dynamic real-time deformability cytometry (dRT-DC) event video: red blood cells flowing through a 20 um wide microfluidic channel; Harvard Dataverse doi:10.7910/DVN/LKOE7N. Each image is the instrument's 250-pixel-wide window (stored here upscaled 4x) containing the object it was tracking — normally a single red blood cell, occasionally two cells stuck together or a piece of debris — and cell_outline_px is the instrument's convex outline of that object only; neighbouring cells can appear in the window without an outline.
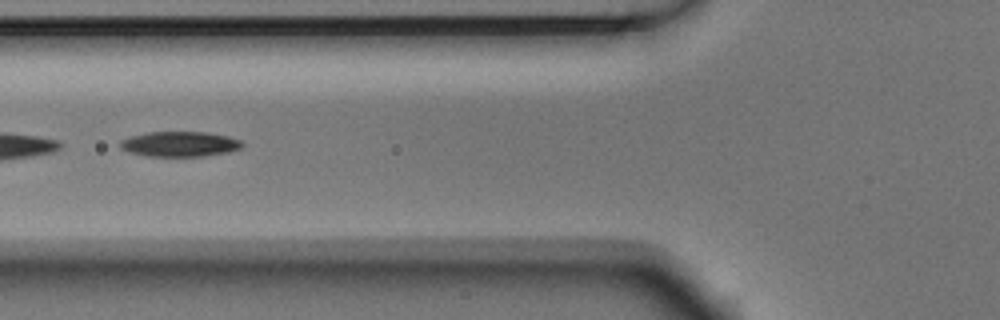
{"species": "Egyptian fruit bat (a non-hibernating species)", "species_latin": "Rousettus aegyptiacus", "temperature_condition": "room temperature", "stored_images_in_passage": 7, "segment_of_instrument_passage": [2, 2], "camera_frame_rate_fps": 3000, "um_per_image_px": 0.085, "animal": {"sex": "male"}, "frame": {"image": 1, "passage_image": 4, "time_ms": 1.0, "image_size_px": [1000, 320], "cell_outline_px": [[244, 144], [240, 148], [228, 152], [204, 156], [148, 156], [128, 152], [120, 148], [120, 140], [128, 136], [148, 132], [208, 132], [228, 136], [240, 140]], "centroid_in_image_um": [15.25, 12.24], "position_along_channel_um": 110.5, "area_um2": 17.98}}
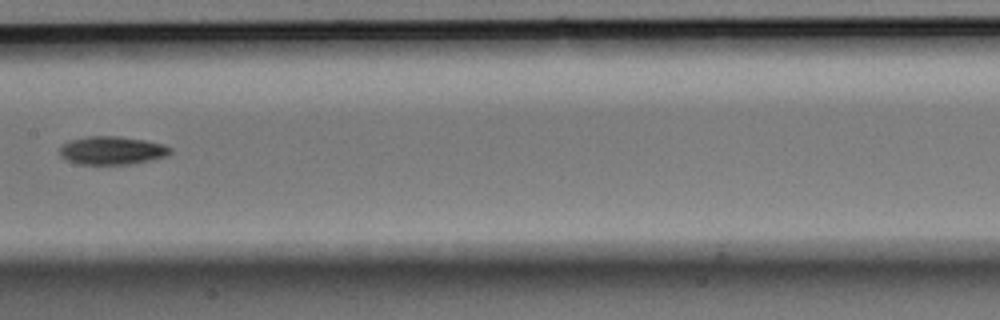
{"frame": {"image": 2, "passage_image": 6, "time_ms": 1.667, "image_size_px": [1000, 320], "cell_outline_px": [[172, 152], [164, 156], [152, 160], [132, 164], [80, 164], [68, 160], [60, 156], [60, 148], [64, 144], [72, 140], [88, 136], [116, 136], [144, 140], [164, 144], [172, 148]], "centroid_in_image_um": [9.55, 12.79], "position_along_channel_um": 197.8, "area_um2": 18.03}}
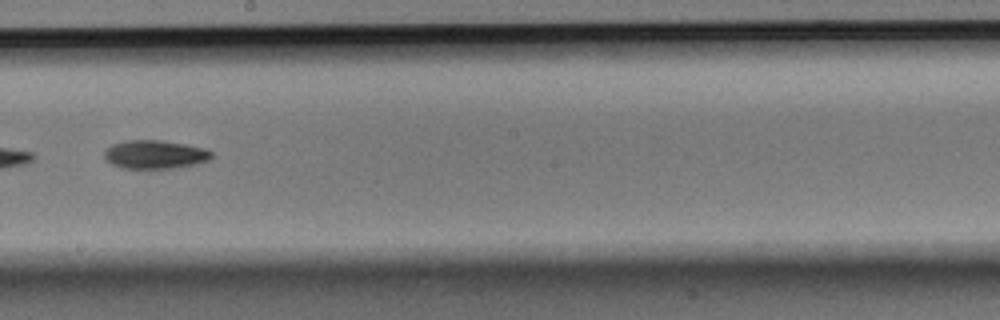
{"frame": {"image": 3, "passage_image": 7, "time_ms": 2.0, "image_size_px": [1000, 320], "cell_outline_px": [[212, 156], [208, 160], [196, 164], [176, 168], [120, 168], [104, 160], [104, 152], [112, 144], [128, 140], [160, 140], [184, 144], [204, 148], [212, 152]], "centroid_in_image_um": [13.15, 13.13], "position_along_channel_um": 235.1, "area_um2": 17.8}}